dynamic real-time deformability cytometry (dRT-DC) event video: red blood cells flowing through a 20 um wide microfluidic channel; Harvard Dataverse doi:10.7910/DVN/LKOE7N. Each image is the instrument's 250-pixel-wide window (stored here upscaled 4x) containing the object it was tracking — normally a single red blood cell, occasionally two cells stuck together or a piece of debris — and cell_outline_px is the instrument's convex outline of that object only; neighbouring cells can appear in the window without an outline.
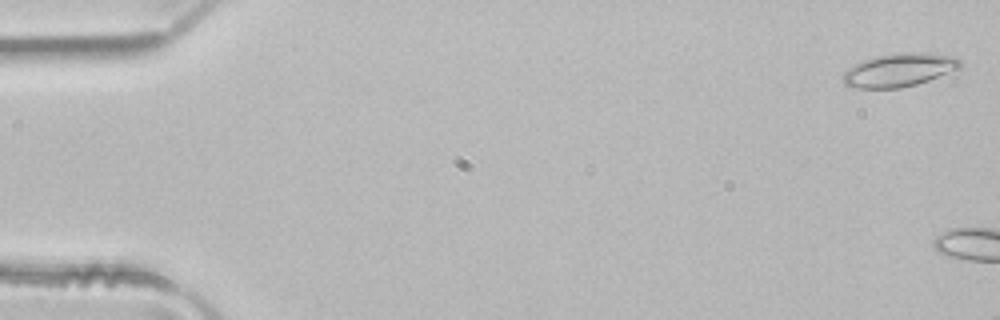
{"species": "common noctule bat (a hibernating species)", "species_latin": "Nyctalus noctula", "temperature_condition": "room temperature", "stored_images_in_passage": 5, "camera_frame_rate_fps": 3000, "um_per_image_px": 0.085, "animal": {"sex": "male", "body_mass_g": 21.5, "forearm_length_mm": 52.0}, "frame": {"image": 1, "passage_image": 1, "time_ms": 0.0, "image_size_px": [1000, 320], "cell_outline_px": [[960, 68], [928, 80], [916, 84], [900, 88], [848, 88], [844, 84], [844, 72], [848, 68], [872, 56], [904, 52], [928, 52], [952, 56], [960, 60]], "centroid_in_image_um": [76.4, 5.94], "position_along_channel_um": 8.6, "area_um2": 22.72}}